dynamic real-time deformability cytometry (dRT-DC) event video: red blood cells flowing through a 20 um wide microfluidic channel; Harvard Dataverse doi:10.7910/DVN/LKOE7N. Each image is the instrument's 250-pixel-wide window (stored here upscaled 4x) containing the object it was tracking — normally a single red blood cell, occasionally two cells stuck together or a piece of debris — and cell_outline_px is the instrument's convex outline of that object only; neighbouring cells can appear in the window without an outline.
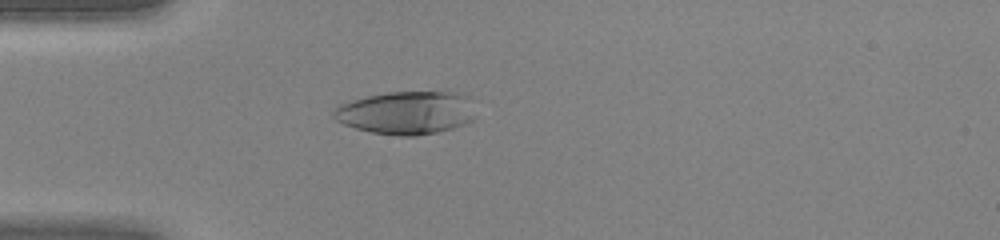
{"species": "human", "species_latin": "Homo sapiens", "temperature_condition": "warm", "stored_images_in_passage": 15, "camera_frame_rate_fps": 3000, "um_per_image_px": 0.085, "donor": {"sex": "female"}, "frame": {"image": 1, "passage_image": 13, "time_ms": 4.0, "image_size_px": [1000, 240], "cell_outline_px": [[476, 120], [452, 128], [436, 132], [416, 136], [400, 136], [372, 132], [356, 128], [344, 124], [336, 120], [332, 116], [332, 112], [340, 104], [352, 100], [368, 96], [388, 92], [464, 92], [468, 96]], "centroid_in_image_um": [34.57, 9.58], "position_along_channel_um": 50.4, "area_um2": 35.66}}